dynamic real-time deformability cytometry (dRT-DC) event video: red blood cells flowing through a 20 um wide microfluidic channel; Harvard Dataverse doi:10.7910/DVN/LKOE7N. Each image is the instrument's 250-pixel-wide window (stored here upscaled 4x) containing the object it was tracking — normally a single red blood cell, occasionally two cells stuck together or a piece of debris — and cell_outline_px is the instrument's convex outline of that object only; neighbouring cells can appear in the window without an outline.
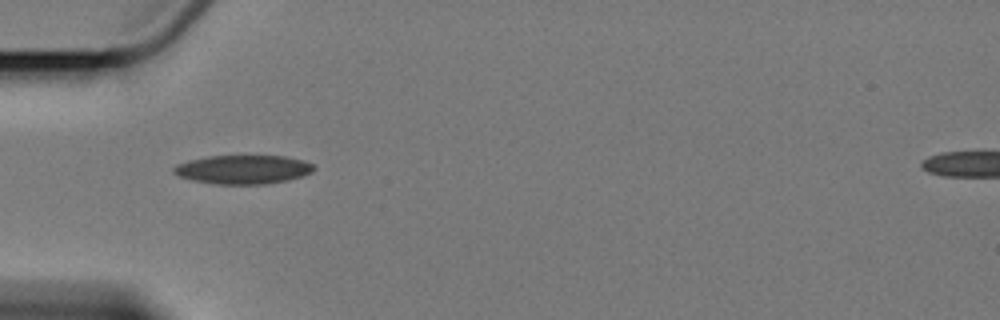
{"species": "Egyptian fruit bat (a non-hibernating species)", "species_latin": "Rousettus aegyptiacus", "temperature_condition": "cold", "stored_images_in_passage": 5, "camera_frame_rate_fps": 3000, "um_per_image_px": 0.085, "animal": {"sex": "female"}, "frame": {"image": 1, "passage_image": 1, "time_ms": 0.0, "image_size_px": [1000, 320], "cell_outline_px": [[316, 168], [312, 172], [288, 180], [264, 184], [216, 184], [196, 180], [180, 176], [172, 172], [172, 168], [176, 164], [188, 160], [208, 156], [284, 156], [304, 160], [312, 164]], "centroid_in_image_um": [20.66, 14.4], "position_along_channel_um": 64.3, "area_um2": 23.41}}
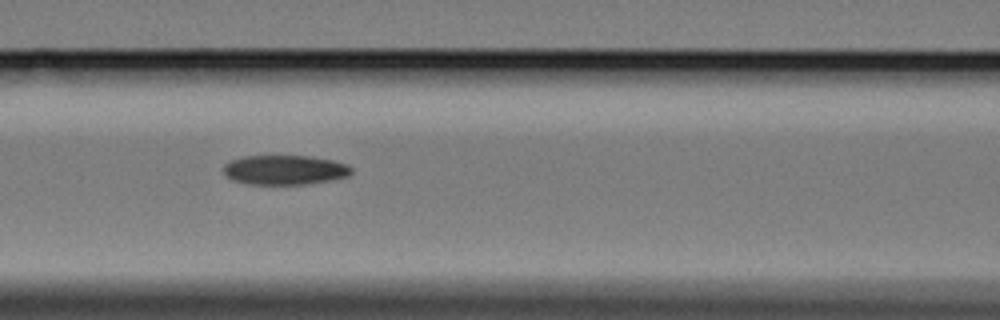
{"frame": {"image": 2, "passage_image": 3, "time_ms": 2.333, "image_size_px": [1000, 320], "cell_outline_px": [[352, 172], [348, 176], [308, 184], [244, 184], [232, 180], [224, 176], [224, 164], [232, 160], [244, 156], [312, 156], [332, 160], [348, 164], [352, 168]], "centroid_in_image_um": [24.18, 14.44], "position_along_channel_um": 142.4, "area_um2": 22.14}}
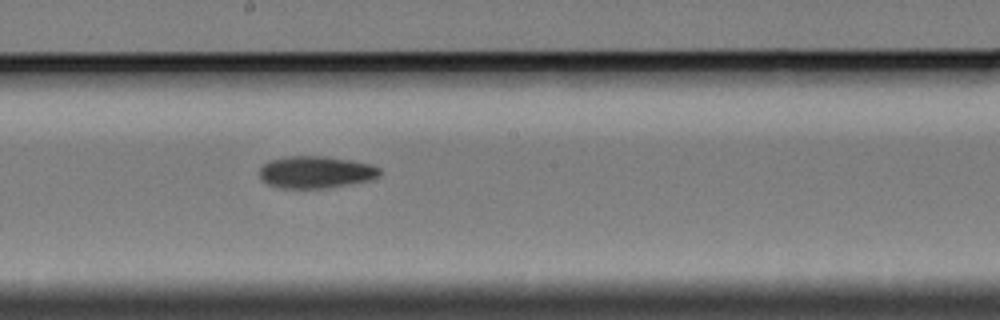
{"frame": {"image": 3, "passage_image": 5, "time_ms": 4.667, "image_size_px": [1000, 320], "cell_outline_px": [[380, 176], [376, 180], [352, 184], [324, 188], [280, 188], [268, 184], [260, 176], [260, 168], [268, 160], [288, 156], [324, 156], [352, 160], [372, 164], [380, 168]], "centroid_in_image_um": [26.91, 14.63], "position_along_channel_um": 221.3, "area_um2": 22.77}}